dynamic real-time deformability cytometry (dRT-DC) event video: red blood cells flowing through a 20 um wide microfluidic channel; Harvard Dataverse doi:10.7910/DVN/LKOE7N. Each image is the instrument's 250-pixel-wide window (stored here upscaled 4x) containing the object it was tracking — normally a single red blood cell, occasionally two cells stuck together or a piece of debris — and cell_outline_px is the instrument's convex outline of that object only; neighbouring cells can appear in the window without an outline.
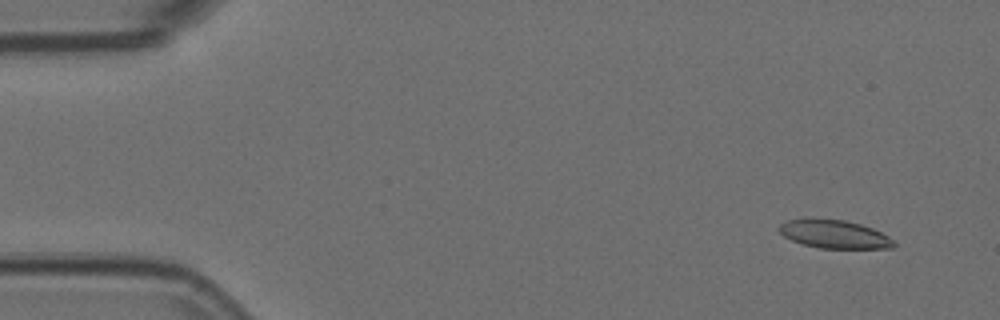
{"species": "Egyptian fruit bat (a non-hibernating species)", "species_latin": "Rousettus aegyptiacus", "temperature_condition": "room temperature", "stored_images_in_passage": 51, "camera_frame_rate_fps": 3000, "um_per_image_px": 0.085, "animal": {"sex": "female"}, "frame": {"image": 1, "passage_image": 4, "time_ms": 1.0, "image_size_px": [1000, 320], "cell_outline_px": [[896, 244], [892, 248], [820, 248], [804, 244], [792, 240], [784, 236], [776, 228], [780, 224], [788, 220], [804, 216], [808, 216], [844, 220], [860, 224], [872, 228], [888, 236]], "centroid_in_image_um": [70.84, 19.86], "position_along_channel_um": 14.2, "area_um2": 19.25}}
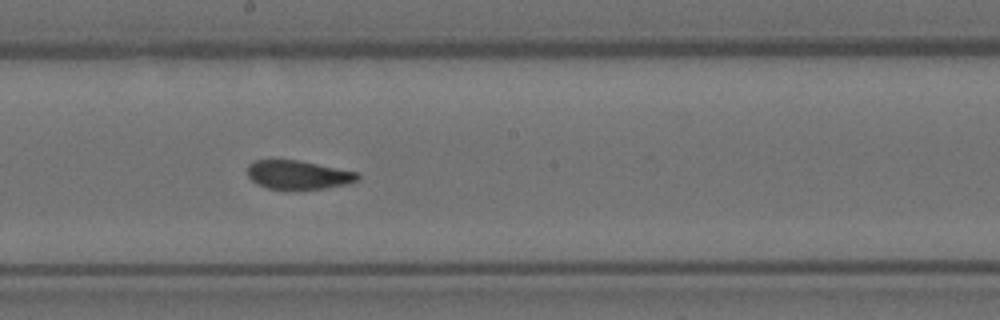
{"frame": {"image": 2, "passage_image": 30, "time_ms": 9.667, "image_size_px": [1000, 320], "cell_outline_px": [[360, 176], [356, 180], [348, 184], [324, 188], [268, 188], [256, 184], [248, 176], [248, 164], [256, 160], [296, 160], [360, 172]], "centroid_in_image_um": [25.36, 14.85], "position_along_channel_um": 222.8, "area_um2": 18.15}}
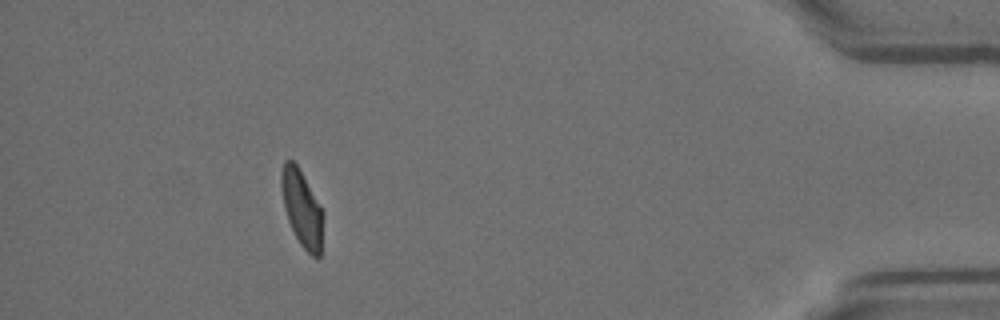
{"frame": {"image": 3, "passage_image": 50, "time_ms": 16.333, "image_size_px": [1000, 320], "cell_outline_px": [[324, 216], [320, 256], [312, 256], [300, 244], [288, 220], [284, 208], [280, 184], [280, 176], [284, 160], [292, 160], [296, 164], [320, 204], [324, 212]], "centroid_in_image_um": [25.66, 17.7], "position_along_channel_um": 409.5, "area_um2": 18.55}}